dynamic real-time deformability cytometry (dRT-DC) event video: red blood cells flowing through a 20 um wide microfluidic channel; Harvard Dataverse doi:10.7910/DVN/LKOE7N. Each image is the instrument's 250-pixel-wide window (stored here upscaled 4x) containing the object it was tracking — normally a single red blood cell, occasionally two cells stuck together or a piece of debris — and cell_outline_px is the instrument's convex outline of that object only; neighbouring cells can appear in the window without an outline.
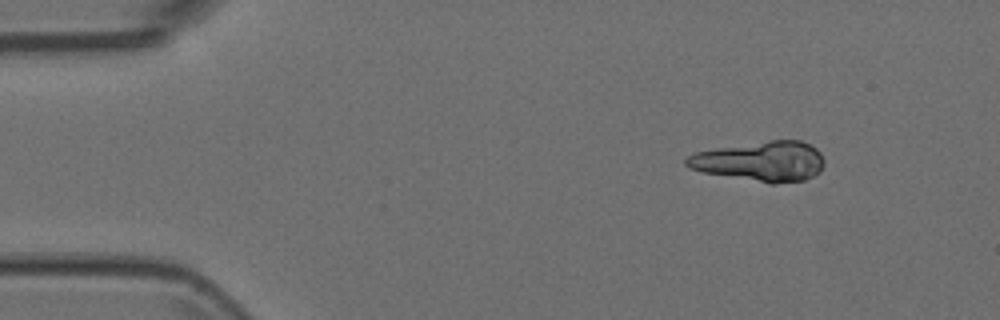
{"species": "Egyptian fruit bat (a non-hibernating species)", "species_latin": "Rousettus aegyptiacus", "temperature_condition": "room temperature", "stored_images_in_passage": 3, "camera_frame_rate_fps": 3000, "um_per_image_px": 0.085, "animal": {"sex": "female"}, "frame": {"image": 1, "passage_image": 3, "time_ms": 0.667, "image_size_px": [1000, 320], "cell_outline_px": [[824, 164], [820, 172], [804, 180], [776, 184], [772, 184], [704, 172], [688, 168], [684, 164], [684, 160], [688, 156], [696, 152], [716, 148], [768, 140], [800, 140], [816, 148], [820, 152], [824, 160]], "centroid_in_image_um": [64.67, 13.71], "position_along_channel_um": 20.3, "area_um2": 32.14}}